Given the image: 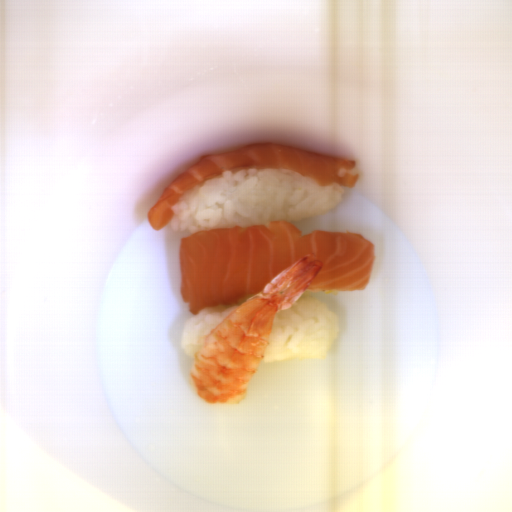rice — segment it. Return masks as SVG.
I'll list each match as a JSON object with an SVG mask.
<instances>
[{
	"label": "rice",
	"instance_id": "1",
	"mask_svg": "<svg viewBox=\"0 0 512 512\" xmlns=\"http://www.w3.org/2000/svg\"><path fill=\"white\" fill-rule=\"evenodd\" d=\"M345 187L318 185L290 169L223 171L187 190L169 209L177 235L204 229L294 223L329 212L344 199Z\"/></svg>",
	"mask_w": 512,
	"mask_h": 512
},
{
	"label": "rice",
	"instance_id": "2",
	"mask_svg": "<svg viewBox=\"0 0 512 512\" xmlns=\"http://www.w3.org/2000/svg\"><path fill=\"white\" fill-rule=\"evenodd\" d=\"M306 290L292 307L274 313L260 365L325 358L337 340L338 317L324 301Z\"/></svg>",
	"mask_w": 512,
	"mask_h": 512
},
{
	"label": "rice",
	"instance_id": "3",
	"mask_svg": "<svg viewBox=\"0 0 512 512\" xmlns=\"http://www.w3.org/2000/svg\"><path fill=\"white\" fill-rule=\"evenodd\" d=\"M246 299L233 304H217L200 309L196 315L192 314L181 329V342L187 356L193 358L210 332Z\"/></svg>",
	"mask_w": 512,
	"mask_h": 512
}]
</instances>
